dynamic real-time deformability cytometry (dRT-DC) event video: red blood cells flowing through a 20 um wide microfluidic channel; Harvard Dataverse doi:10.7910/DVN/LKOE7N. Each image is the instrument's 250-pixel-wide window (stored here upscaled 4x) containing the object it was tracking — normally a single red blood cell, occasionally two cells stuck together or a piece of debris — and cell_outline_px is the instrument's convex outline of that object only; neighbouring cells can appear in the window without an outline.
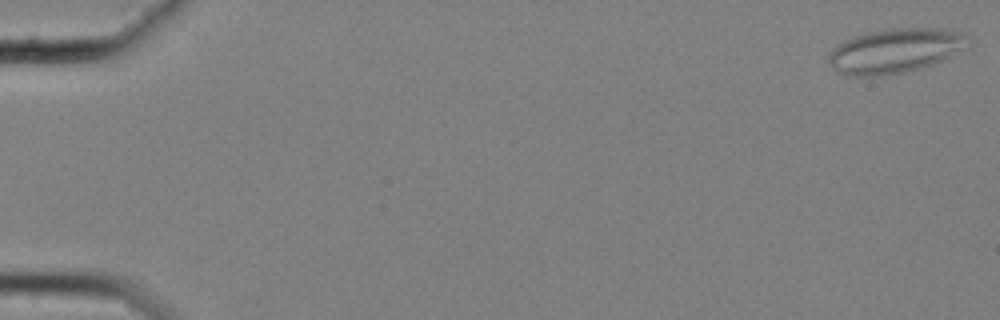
{"species": "common noctule bat (a hibernating species)", "species_latin": "Nyctalus noctula", "temperature_condition": "cold", "stored_images_in_passage": 58, "camera_frame_rate_fps": 3000, "um_per_image_px": 0.085, "animal": {"sex": "female", "body_mass_g": 25.1}, "frame": {"image": 1, "passage_image": 1, "time_ms": 0.0, "image_size_px": [1000, 320], "cell_outline_px": [[972, 40], [968, 48], [932, 64], [920, 68], [904, 72], [880, 76], [848, 76], [836, 72], [832, 68], [828, 60], [828, 56], [832, 48], [844, 40], [852, 36], [864, 32], [888, 28], [940, 28], [960, 32]], "centroid_in_image_um": [76.07, 4.3], "position_along_channel_um": 8.9, "area_um2": 36.7}}
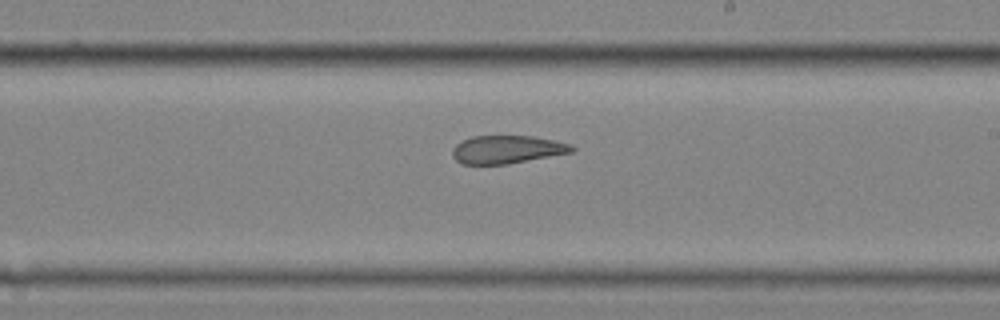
{"frame": {"image": 2, "passage_image": 35, "time_ms": 11.333, "image_size_px": [1000, 320], "cell_outline_px": [[576, 148], [572, 152], [508, 164], [460, 164], [452, 156], [452, 148], [456, 144], [472, 136], [532, 136], [556, 140], [572, 144]], "centroid_in_image_um": [43.1, 12.7], "position_along_channel_um": 245.9, "area_um2": 19.59}}
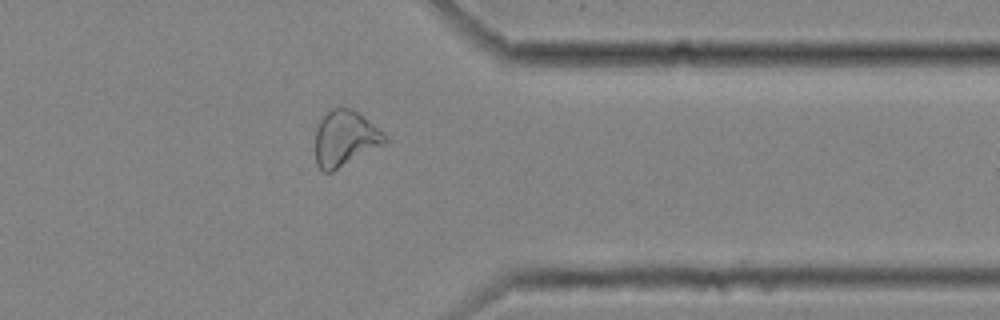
{"frame": {"image": 3, "passage_image": 47, "time_ms": 15.333, "image_size_px": [1000, 320], "cell_outline_px": [[388, 140], [384, 144], [332, 172], [324, 172], [316, 164], [316, 128], [320, 120], [332, 108], [340, 104], [356, 112], [376, 128]], "centroid_in_image_um": [29.27, 11.77], "position_along_channel_um": 382.1, "area_um2": 22.08}, "authors_computed_cell_mechanics": {"area_um2": 24.6517, "velocity_mm_per_s": 3.5275, "shape_relaxation_time_tau1_ms": null, "shape_relaxation_time_tau2_ms": 2.6492, "deformation_change_tau1": null, "deformation_change_tau2": 0.0976}}